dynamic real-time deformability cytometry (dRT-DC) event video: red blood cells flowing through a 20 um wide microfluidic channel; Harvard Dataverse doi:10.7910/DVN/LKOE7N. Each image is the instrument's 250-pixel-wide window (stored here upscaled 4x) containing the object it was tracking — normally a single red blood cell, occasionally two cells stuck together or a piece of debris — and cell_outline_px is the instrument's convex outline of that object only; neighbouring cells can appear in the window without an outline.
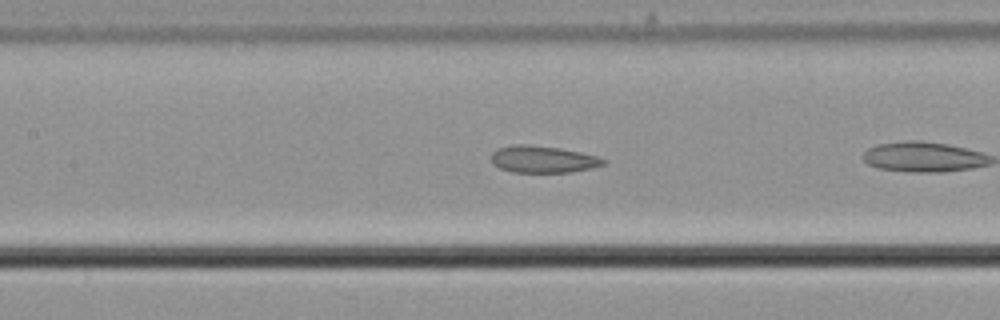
{"species": "common noctule bat (a hibernating species)", "species_latin": "Nyctalus noctula", "temperature_condition": "cold", "stored_images_in_passage": 7, "camera_frame_rate_fps": 3000, "um_per_image_px": 0.085, "animal": {"sex": "male", "body_mass_g": 21.5, "forearm_length_mm": 52.0}, "frame": {"image": 1, "passage_image": 6, "time_ms": 1.667, "image_size_px": [1000, 320], "cell_outline_px": [[608, 164], [592, 168], [572, 172], [512, 172], [500, 168], [492, 164], [492, 152], [496, 148], [512, 144], [524, 144], [560, 148], [580, 152], [596, 156], [608, 160]], "centroid_in_image_um": [46.16, 13.54], "position_along_channel_um": 161.2, "area_um2": 17.8}}